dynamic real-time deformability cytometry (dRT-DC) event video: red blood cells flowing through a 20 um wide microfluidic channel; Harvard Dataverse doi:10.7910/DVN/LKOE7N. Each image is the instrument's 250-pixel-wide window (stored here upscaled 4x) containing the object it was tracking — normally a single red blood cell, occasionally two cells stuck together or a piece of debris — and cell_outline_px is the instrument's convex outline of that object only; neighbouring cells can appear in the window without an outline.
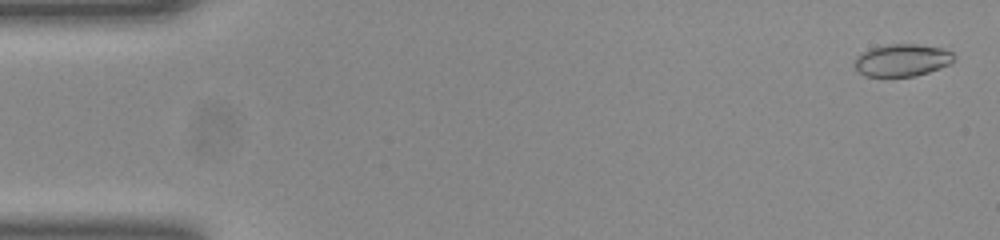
{"species": "common noctule bat (a hibernating species)", "species_latin": "Nyctalus noctula", "temperature_condition": "room temperature", "stored_images_in_passage": 52, "camera_frame_rate_fps": 3000, "um_per_image_px": 0.085, "animal": {"sex": "female", "body_mass_g": 23.0, "forearm_length_mm": 53.4}, "frame": {"image": 1, "passage_image": 2, "time_ms": 0.333, "image_size_px": [1000, 240], "cell_outline_px": [[952, 60], [948, 64], [940, 68], [916, 76], [864, 76], [852, 64], [856, 56], [860, 52], [868, 48], [888, 44], [916, 44], [940, 48], [952, 52]], "centroid_in_image_um": [76.59, 5.11], "position_along_channel_um": 8.4, "area_um2": 18.67}}
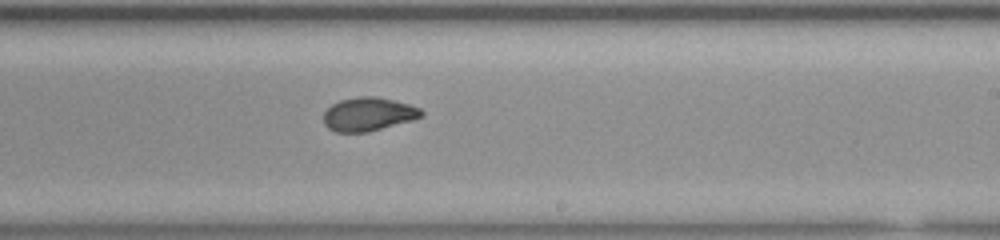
{"frame": {"image": 2, "passage_image": 31, "time_ms": 10.0, "image_size_px": [1000, 240], "cell_outline_px": [[424, 116], [412, 120], [368, 132], [336, 132], [328, 128], [324, 124], [324, 112], [332, 104], [340, 100], [360, 96], [376, 96], [408, 104], [420, 108], [424, 112]], "centroid_in_image_um": [31.31, 9.71], "position_along_channel_um": 257.7, "area_um2": 19.07}}
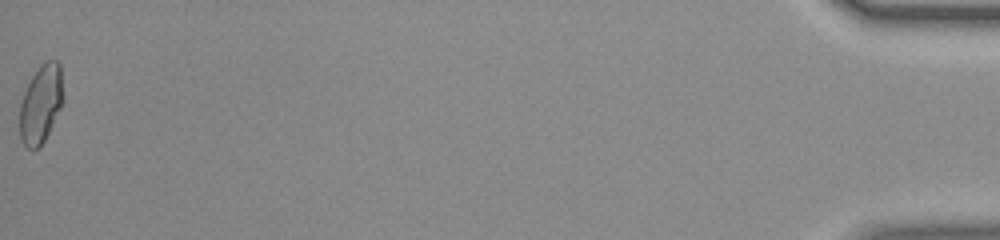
{"frame": {"image": 3, "passage_image": 52, "time_ms": 17.0, "image_size_px": [1000, 240], "cell_outline_px": [[64, 100], [40, 148], [28, 148], [24, 144], [20, 136], [20, 104], [24, 92], [32, 76], [40, 64], [44, 60], [56, 60], [60, 64], [64, 96]], "centroid_in_image_um": [3.49, 8.79], "position_along_channel_um": 431.7, "area_um2": 19.77}, "authors_computed_cell_mechanics": {"area_um2": 19.3052, "velocity_mm_per_s": 3.9879, "shape_relaxation_time_tau1_ms": 4.9668, "shape_relaxation_time_tau2_ms": 1.3839, "deformation_change_tau1": 0.1565, "deformation_change_tau2": 0.0585}}